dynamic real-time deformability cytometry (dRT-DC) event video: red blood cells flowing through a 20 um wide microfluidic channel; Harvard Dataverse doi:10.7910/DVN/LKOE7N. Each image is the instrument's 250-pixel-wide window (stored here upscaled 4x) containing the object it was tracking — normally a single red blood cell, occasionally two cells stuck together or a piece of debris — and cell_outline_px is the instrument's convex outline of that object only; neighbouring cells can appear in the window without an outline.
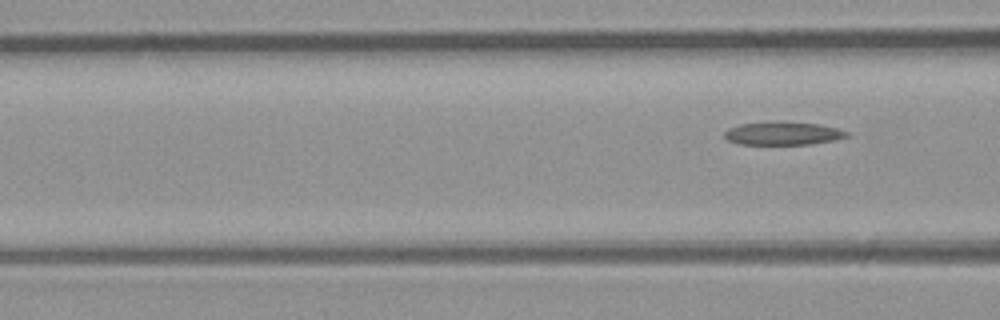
{"species": "common noctule bat (a hibernating species)", "species_latin": "Nyctalus noctula", "temperature_condition": "room temperature", "stored_images_in_passage": 5, "camera_frame_rate_fps": 3000, "um_per_image_px": 0.085, "animal": {"sex": "male", "body_mass_g": 23.1, "forearm_length_mm": 52.7}, "frame": {"image": 1, "passage_image": 5, "time_ms": 4.667, "image_size_px": [1000, 320], "cell_outline_px": [[848, 136], [836, 140], [812, 144], [740, 144], [728, 140], [724, 136], [724, 132], [728, 128], [740, 124], [772, 120], [776, 120], [820, 124], [836, 128], [848, 132]], "centroid_in_image_um": [66.54, 11.32], "position_along_channel_um": 100.1, "area_um2": 16.82}}